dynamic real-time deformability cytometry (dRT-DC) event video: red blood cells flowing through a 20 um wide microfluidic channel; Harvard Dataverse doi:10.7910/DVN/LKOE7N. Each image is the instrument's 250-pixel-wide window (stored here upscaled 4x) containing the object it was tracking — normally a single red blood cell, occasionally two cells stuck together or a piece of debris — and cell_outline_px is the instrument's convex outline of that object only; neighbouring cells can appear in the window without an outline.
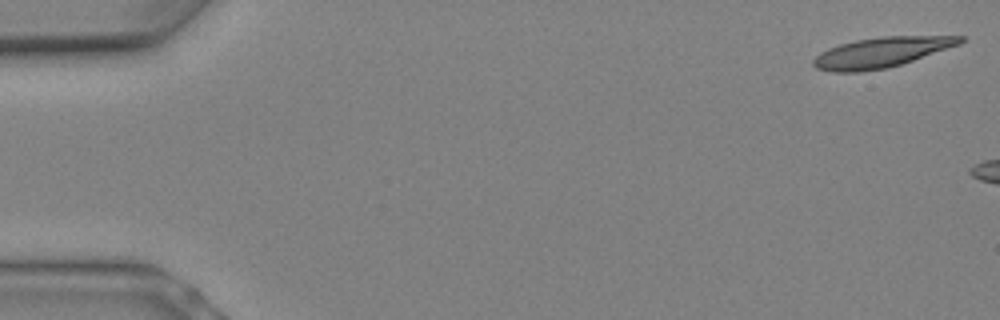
{"species": "Egyptian fruit bat (a non-hibernating species)", "species_latin": "Rousettus aegyptiacus", "temperature_condition": "warm", "stored_images_in_passage": 5, "camera_frame_rate_fps": 3000, "um_per_image_px": 0.085, "animal": {"sex": "female"}, "frame": {"image": 1, "passage_image": 1, "time_ms": 0.0, "image_size_px": [1000, 320], "cell_outline_px": [[964, 40], [960, 44], [888, 68], [860, 72], [832, 72], [816, 68], [812, 64], [812, 60], [820, 52], [828, 48], [840, 44], [856, 40], [884, 36], [964, 36]], "centroid_in_image_um": [74.86, 4.46], "position_along_channel_um": 10.1, "area_um2": 25.61}}